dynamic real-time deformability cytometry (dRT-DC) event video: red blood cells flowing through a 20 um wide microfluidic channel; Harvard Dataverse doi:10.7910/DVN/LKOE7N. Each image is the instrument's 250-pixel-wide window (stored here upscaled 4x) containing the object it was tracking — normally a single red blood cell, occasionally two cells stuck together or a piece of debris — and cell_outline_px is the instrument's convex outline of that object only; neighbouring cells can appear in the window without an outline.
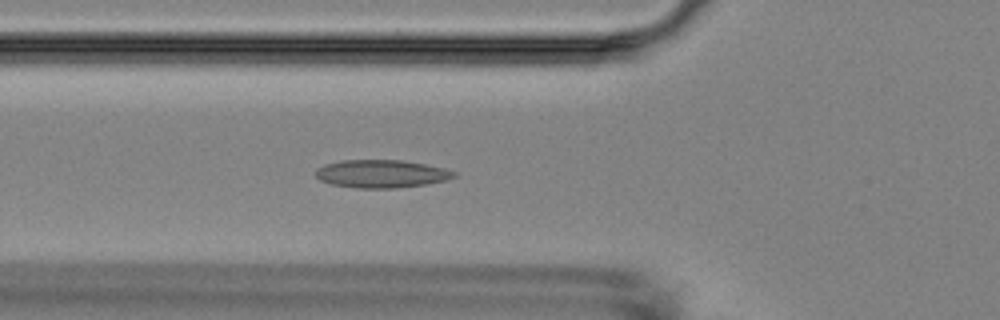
{"species": "Egyptian fruit bat (a non-hibernating species)", "species_latin": "Rousettus aegyptiacus", "temperature_condition": "room temperature", "stored_images_in_passage": 5, "camera_frame_rate_fps": 3000, "um_per_image_px": 0.085, "animal": {"sex": "female"}, "frame": {"image": 1, "passage_image": 5, "time_ms": 4.667, "image_size_px": [1000, 320], "cell_outline_px": [[456, 176], [444, 180], [428, 184], [396, 188], [356, 188], [332, 184], [320, 180], [316, 176], [316, 168], [324, 164], [340, 160], [400, 160], [424, 164], [444, 168], [456, 172]], "centroid_in_image_um": [32.39, 14.77], "position_along_channel_um": 93.4, "area_um2": 22.48}}